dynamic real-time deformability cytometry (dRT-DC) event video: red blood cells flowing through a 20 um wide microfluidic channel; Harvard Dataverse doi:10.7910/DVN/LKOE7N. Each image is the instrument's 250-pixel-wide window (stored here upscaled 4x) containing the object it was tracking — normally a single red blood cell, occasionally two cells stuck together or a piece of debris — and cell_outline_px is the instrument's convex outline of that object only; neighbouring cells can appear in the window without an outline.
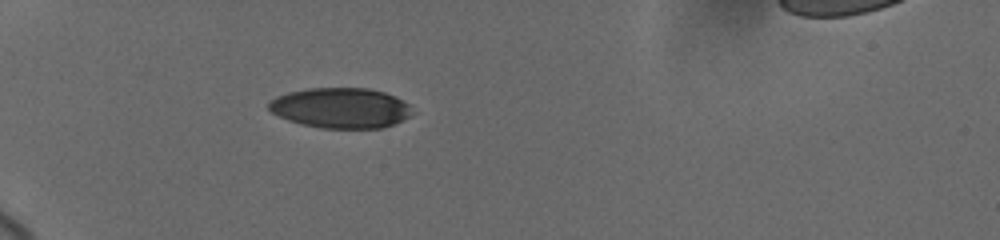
{"species": "human", "species_latin": "Homo sapiens", "temperature_condition": "cold", "stored_images_in_passage": 22, "camera_frame_rate_fps": 3000, "um_per_image_px": 0.085, "donor": {"sex": "female"}, "frame": {"image": 1, "passage_image": 4, "time_ms": 2.0, "image_size_px": [1000, 240], "cell_outline_px": [[408, 116], [384, 128], [320, 128], [300, 124], [288, 120], [272, 112], [268, 108], [268, 104], [276, 96], [288, 92], [308, 88], [368, 88], [384, 92], [396, 96], [408, 104]], "centroid_in_image_um": [28.91, 9.17], "position_along_channel_um": 56.1, "area_um2": 33.41}}
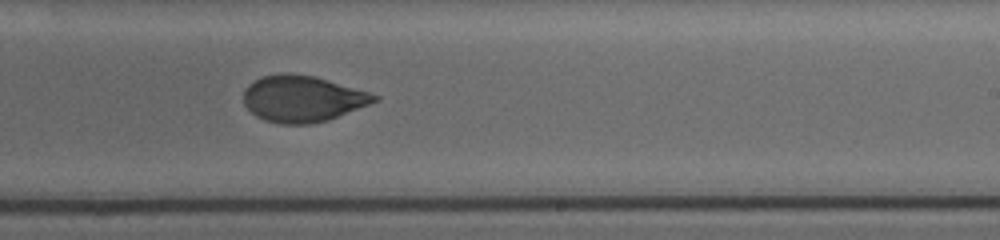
{"frame": {"image": 2, "passage_image": 14, "time_ms": 8.333, "image_size_px": [1000, 240], "cell_outline_px": [[380, 100], [328, 120], [308, 124], [280, 124], [264, 120], [256, 116], [244, 104], [244, 88], [248, 84], [264, 76], [280, 72], [292, 72], [316, 76], [368, 92], [380, 96]], "centroid_in_image_um": [25.7, 8.38], "position_along_channel_um": 263.3, "area_um2": 35.43}}
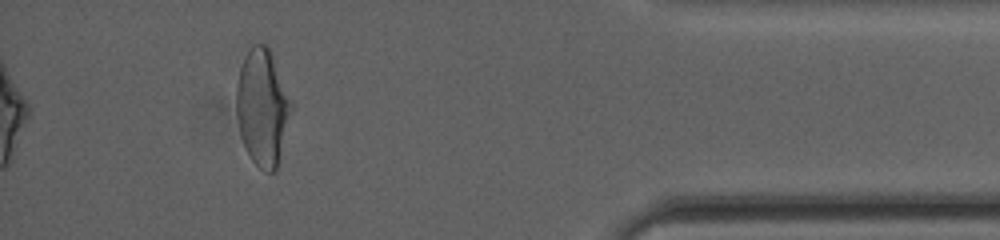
{"frame": {"image": 3, "passage_image": 22, "time_ms": 13.333, "image_size_px": [1000, 240], "cell_outline_px": [[292, 104], [276, 168], [272, 172], [268, 172], [260, 168], [252, 160], [240, 136], [236, 112], [236, 84], [240, 68], [244, 56], [248, 48], [252, 44], [268, 44]], "centroid_in_image_um": [22.26, 9.06], "position_along_channel_um": 412.9, "area_um2": 36.59}, "authors_computed_cell_mechanics": {"area_um2": 35.4892, "velocity_mm_per_s": 3.6965, "shape_relaxation_time_tau1_ms": 5.0292, "shape_relaxation_time_tau2_ms": 1.8472, "deformation_change_tau1": 0.1698, "deformation_change_tau2": 0.0634}}